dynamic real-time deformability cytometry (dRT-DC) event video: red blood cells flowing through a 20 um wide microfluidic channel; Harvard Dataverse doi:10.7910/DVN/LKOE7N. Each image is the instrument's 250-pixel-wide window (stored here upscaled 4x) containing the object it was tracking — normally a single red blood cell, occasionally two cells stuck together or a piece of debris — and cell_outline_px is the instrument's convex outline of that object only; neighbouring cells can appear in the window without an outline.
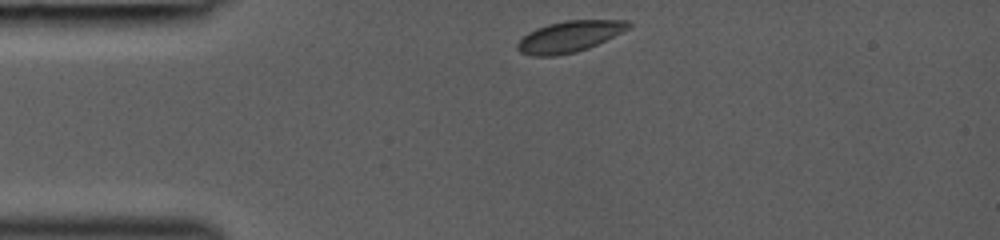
{"species": "common noctule bat (a hibernating species)", "species_latin": "Nyctalus noctula", "temperature_condition": "room temperature", "stored_images_in_passage": 31, "camera_frame_rate_fps": 3000, "um_per_image_px": 0.085, "animal": {"sex": "female", "body_mass_g": 19.0, "forearm_length_mm": 53.3}, "frame": {"image": 1, "passage_image": 1, "time_ms": 0.0, "image_size_px": [1000, 240], "cell_outline_px": [[632, 28], [588, 48], [576, 52], [556, 56], [532, 56], [520, 52], [516, 48], [516, 44], [528, 32], [536, 28], [548, 24], [564, 20], [628, 20], [632, 24]], "centroid_in_image_um": [48.42, 3.1], "position_along_channel_um": 36.6, "area_um2": 20.35}}
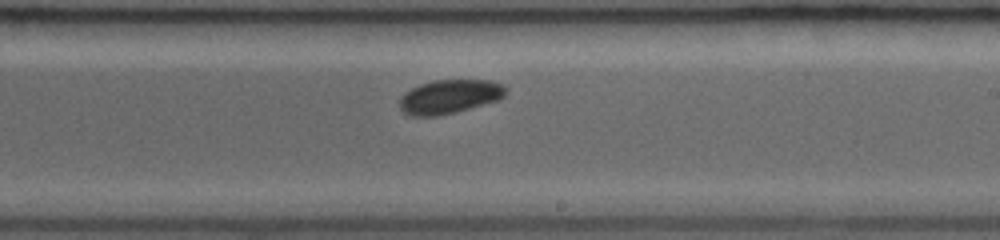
{"frame": {"image": 2, "passage_image": 18, "time_ms": 5.667, "image_size_px": [1000, 240], "cell_outline_px": [[508, 88], [504, 96], [500, 100], [456, 112], [440, 116], [412, 116], [404, 112], [400, 108], [400, 96], [404, 92], [420, 84], [432, 80], [488, 80], [504, 84]], "centroid_in_image_um": [38.23, 8.21], "position_along_channel_um": 250.8, "area_um2": 21.27}}
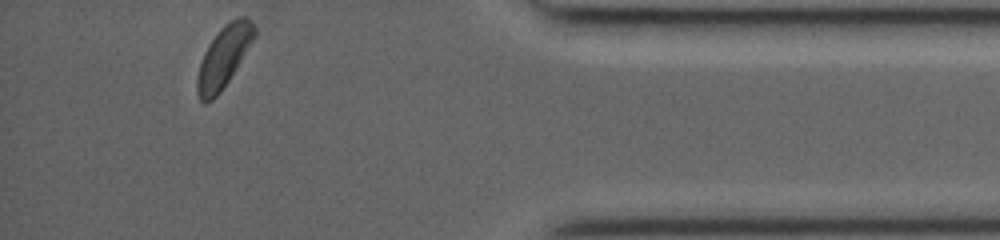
{"frame": {"image": 3, "passage_image": 31, "time_ms": 10.0, "image_size_px": [1000, 240], "cell_outline_px": [[256, 36], [228, 80], [220, 92], [212, 100], [200, 100], [196, 92], [196, 80], [200, 64], [204, 52], [220, 28], [224, 24], [240, 16], [244, 16], [252, 20], [256, 28]], "centroid_in_image_um": [19.03, 4.79], "position_along_channel_um": 416.2, "area_um2": 20.06}}